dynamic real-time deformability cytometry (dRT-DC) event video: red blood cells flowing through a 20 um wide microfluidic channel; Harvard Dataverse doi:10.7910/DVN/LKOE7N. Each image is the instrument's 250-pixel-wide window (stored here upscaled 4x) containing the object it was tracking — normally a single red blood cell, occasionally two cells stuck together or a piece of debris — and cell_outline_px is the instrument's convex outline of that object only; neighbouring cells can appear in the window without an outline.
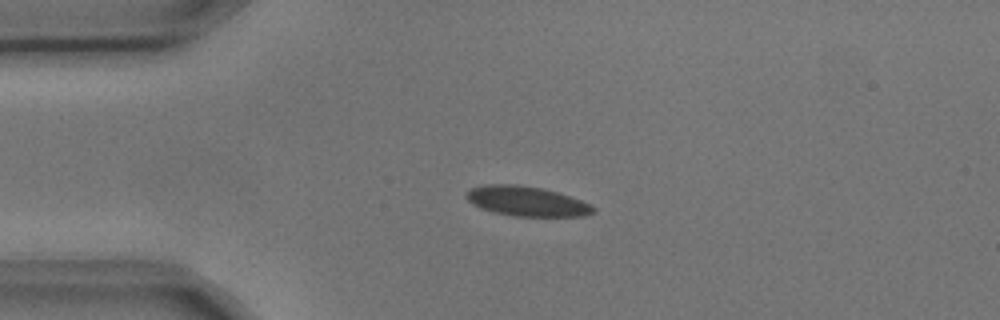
{"species": "common noctule bat (a hibernating species)", "species_latin": "Nyctalus noctula", "temperature_condition": "cold", "stored_images_in_passage": 5, "camera_frame_rate_fps": 3000, "um_per_image_px": 0.085, "animal": {"sex": "male", "body_mass_g": 17.9, "forearm_length_mm": 54.2}, "frame": {"image": 1, "passage_image": 3, "time_ms": 0.667, "image_size_px": [1000, 320], "cell_outline_px": [[596, 212], [584, 216], [516, 216], [492, 212], [480, 208], [472, 204], [464, 196], [464, 192], [472, 188], [484, 184], [516, 184], [540, 188], [556, 192], [580, 200], [596, 208]], "centroid_in_image_um": [44.71, 17.1], "position_along_channel_um": 40.3, "area_um2": 22.02}}